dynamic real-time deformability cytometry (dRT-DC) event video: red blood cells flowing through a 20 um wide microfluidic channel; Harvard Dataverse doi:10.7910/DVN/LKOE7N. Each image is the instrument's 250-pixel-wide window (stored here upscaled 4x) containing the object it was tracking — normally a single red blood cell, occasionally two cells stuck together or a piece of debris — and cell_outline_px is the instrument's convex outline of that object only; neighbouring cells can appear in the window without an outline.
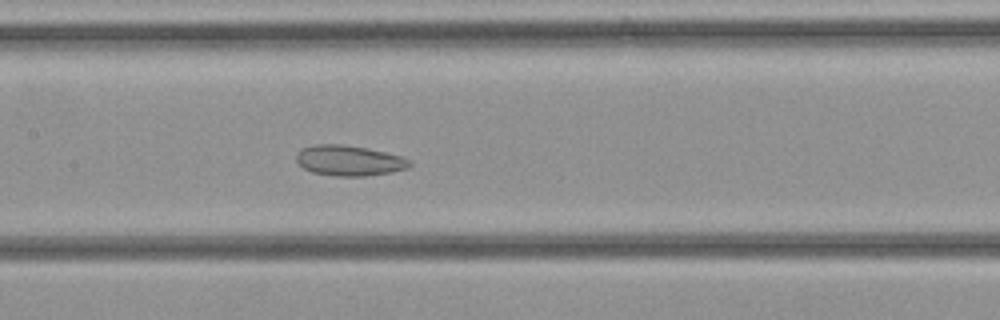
{"species": "common noctule bat (a hibernating species)", "species_latin": "Nyctalus noctula", "temperature_condition": "cold", "stored_images_in_passage": 31, "camera_frame_rate_fps": 3000, "um_per_image_px": 0.085, "animal": {"sex": "female", "body_mass_g": 21.9}, "frame": {"image": 1, "passage_image": 13, "time_ms": 4.0, "image_size_px": [1000, 320], "cell_outline_px": [[412, 164], [408, 168], [392, 172], [364, 176], [336, 176], [312, 172], [304, 168], [296, 160], [296, 152], [300, 148], [312, 144], [344, 144], [368, 148], [400, 156], [412, 160]], "centroid_in_image_um": [29.66, 13.63], "position_along_channel_um": 177.7, "area_um2": 20.29}}
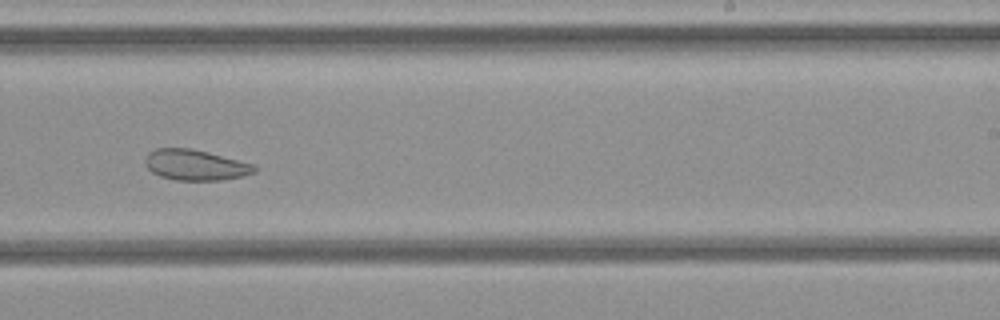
{"frame": {"image": 2, "passage_image": 18, "time_ms": 5.667, "image_size_px": [1000, 320], "cell_outline_px": [[256, 172], [244, 176], [220, 180], [176, 180], [160, 176], [152, 172], [148, 168], [144, 160], [148, 152], [156, 148], [192, 148], [208, 152], [252, 164], [256, 168]], "centroid_in_image_um": [16.58, 14.02], "position_along_channel_um": 272.4, "area_um2": 19.42}}
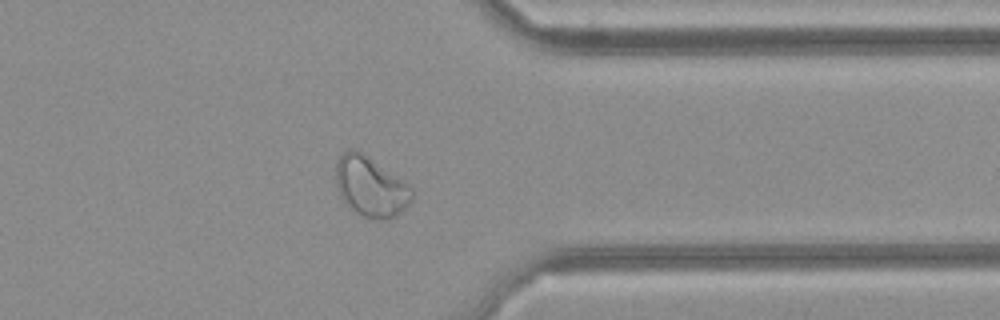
{"frame": {"image": 3, "passage_image": 24, "time_ms": 7.667, "image_size_px": [1000, 320], "cell_outline_px": [[412, 200], [396, 216], [384, 220], [364, 216], [352, 212], [348, 208], [340, 196], [336, 188], [336, 164], [340, 156], [348, 148], [352, 148], [368, 156], [408, 184], [412, 188]], "centroid_in_image_um": [31.47, 15.88], "position_along_channel_um": 379.9, "area_um2": 26.53}}